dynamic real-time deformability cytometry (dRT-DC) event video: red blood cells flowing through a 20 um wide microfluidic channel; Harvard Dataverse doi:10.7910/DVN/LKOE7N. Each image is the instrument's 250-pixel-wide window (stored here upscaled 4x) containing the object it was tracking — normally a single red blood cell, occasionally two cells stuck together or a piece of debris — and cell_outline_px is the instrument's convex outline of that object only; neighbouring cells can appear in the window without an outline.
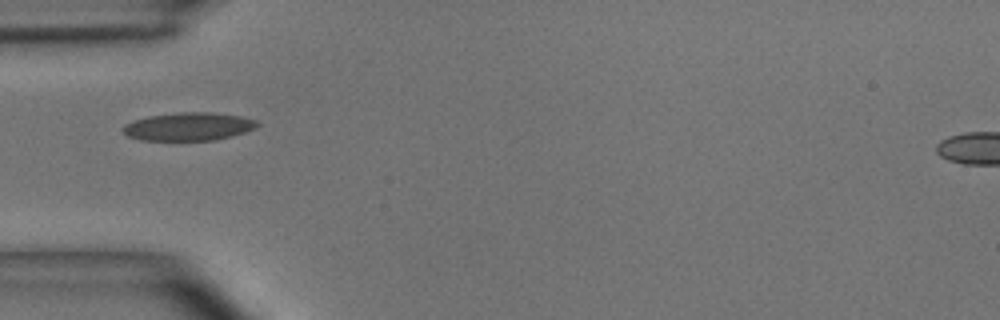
{"species": "common noctule bat (a hibernating species)", "species_latin": "Nyctalus noctula", "temperature_condition": "room temperature", "stored_images_in_passage": 2, "camera_frame_rate_fps": 3000, "um_per_image_px": 0.085, "animal": {"sex": "male", "body_mass_g": 15.6}, "frame": {"image": 1, "passage_image": 1, "time_ms": 0.0, "image_size_px": [1000, 320], "cell_outline_px": [[260, 124], [256, 128], [232, 136], [216, 140], [140, 140], [128, 136], [120, 128], [124, 124], [132, 120], [148, 116], [176, 112], [212, 112], [240, 116], [256, 120]], "centroid_in_image_um": [16.01, 10.75], "position_along_channel_um": 69.0, "area_um2": 22.2}}
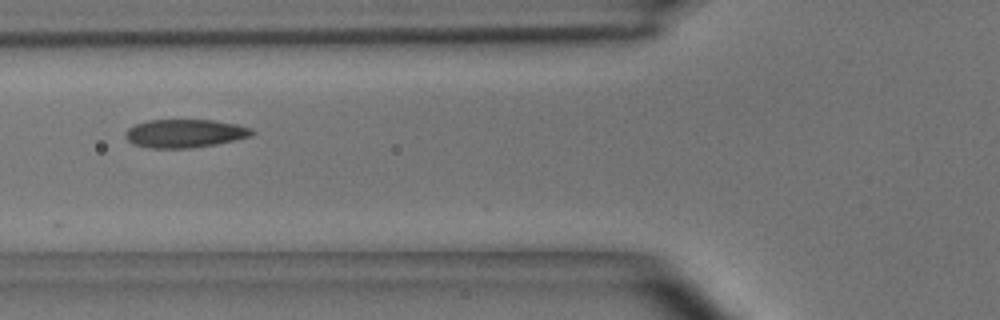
{"frame": {"image": 2, "passage_image": 2, "time_ms": 0.333, "image_size_px": [1000, 320], "cell_outline_px": [[256, 132], [252, 136], [216, 144], [192, 148], [152, 148], [132, 144], [124, 136], [124, 132], [128, 128], [136, 124], [148, 120], [212, 120], [236, 124], [252, 128]], "centroid_in_image_um": [15.71, 11.34], "position_along_channel_um": 110.1, "area_um2": 20.98}}